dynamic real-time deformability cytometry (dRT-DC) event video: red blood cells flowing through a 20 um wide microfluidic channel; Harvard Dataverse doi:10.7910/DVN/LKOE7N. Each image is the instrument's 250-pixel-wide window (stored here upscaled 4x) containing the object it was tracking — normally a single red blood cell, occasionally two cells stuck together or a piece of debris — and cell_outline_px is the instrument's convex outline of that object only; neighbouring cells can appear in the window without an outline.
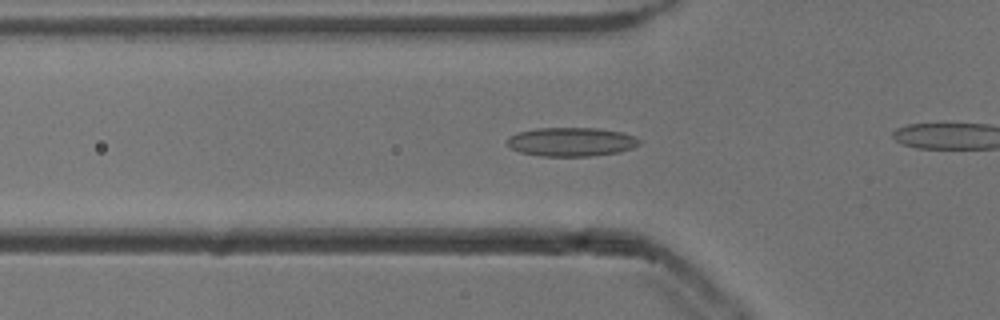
{"species": "common noctule bat (a hibernating species)", "species_latin": "Nyctalus noctula", "temperature_condition": "cold", "stored_images_in_passage": 42, "camera_frame_rate_fps": 3000, "um_per_image_px": 0.085, "animal": {"sex": "male", "body_mass_g": 13.3}, "frame": {"image": 1, "passage_image": 18, "time_ms": 5.667, "image_size_px": [1000, 320], "cell_outline_px": [[640, 144], [632, 148], [620, 152], [592, 156], [540, 156], [520, 152], [512, 148], [508, 144], [508, 136], [516, 132], [536, 128], [596, 128], [624, 132], [640, 140]], "centroid_in_image_um": [48.56, 12.05], "position_along_channel_um": 77.2, "area_um2": 22.31}}
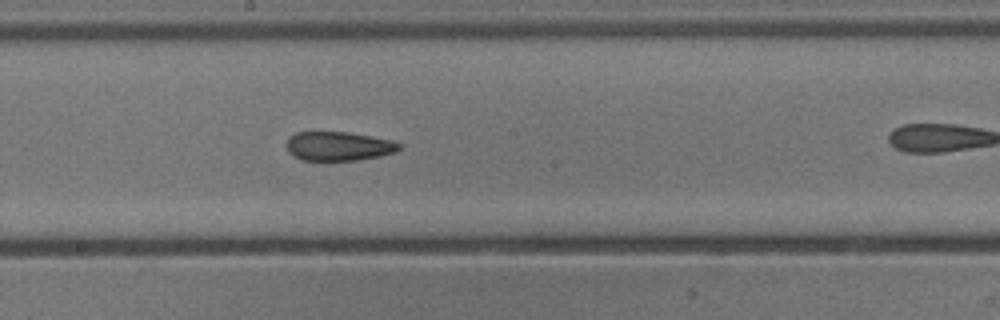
{"frame": {"image": 2, "passage_image": 29, "time_ms": 9.333, "image_size_px": [1000, 320], "cell_outline_px": [[404, 148], [396, 152], [380, 156], [356, 160], [300, 160], [292, 156], [288, 152], [288, 136], [296, 132], [348, 132], [372, 136], [392, 140], [400, 144]], "centroid_in_image_um": [28.8, 12.42], "position_along_channel_um": 219.4, "area_um2": 19.25}}
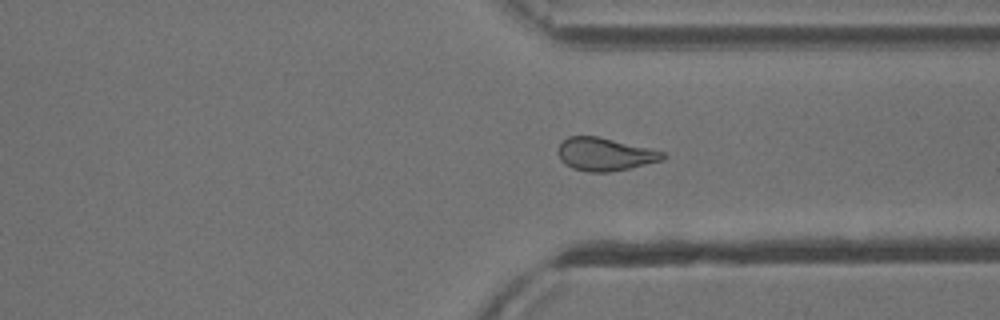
{"frame": {"image": 3, "passage_image": 40, "time_ms": 13.0, "image_size_px": [1000, 320], "cell_outline_px": [[668, 156], [664, 160], [628, 168], [608, 172], [588, 172], [572, 168], [564, 164], [560, 160], [560, 144], [568, 136], [596, 136], [648, 148], [664, 152]], "centroid_in_image_um": [51.43, 13.12], "position_along_channel_um": 360.0, "area_um2": 19.83}}